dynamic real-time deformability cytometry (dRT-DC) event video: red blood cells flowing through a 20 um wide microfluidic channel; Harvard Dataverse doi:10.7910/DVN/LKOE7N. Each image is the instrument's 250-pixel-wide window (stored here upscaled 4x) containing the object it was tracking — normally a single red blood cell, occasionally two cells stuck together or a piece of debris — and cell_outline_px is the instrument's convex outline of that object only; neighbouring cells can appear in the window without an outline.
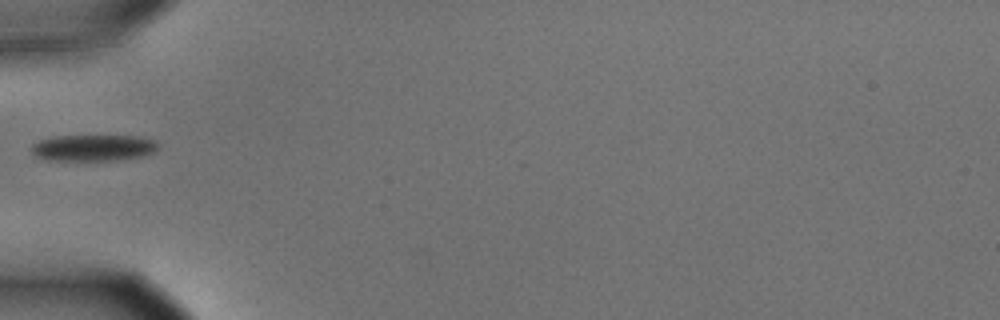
{"species": "common noctule bat (a hibernating species)", "species_latin": "Nyctalus noctula", "temperature_condition": "cold", "stored_images_in_passage": 38, "camera_frame_rate_fps": 3000, "um_per_image_px": 0.085, "animal": {"sex": "male", "body_mass_g": 15.6}, "frame": {"image": 1, "passage_image": 1, "time_ms": 0.0, "image_size_px": [1000, 320], "cell_outline_px": [[160, 144], [156, 152], [144, 156], [116, 160], [48, 160], [36, 156], [32, 152], [32, 144], [40, 140], [52, 136], [136, 136], [156, 140]], "centroid_in_image_um": [7.98, 12.56], "position_along_channel_um": 77.0, "area_um2": 19.59}}
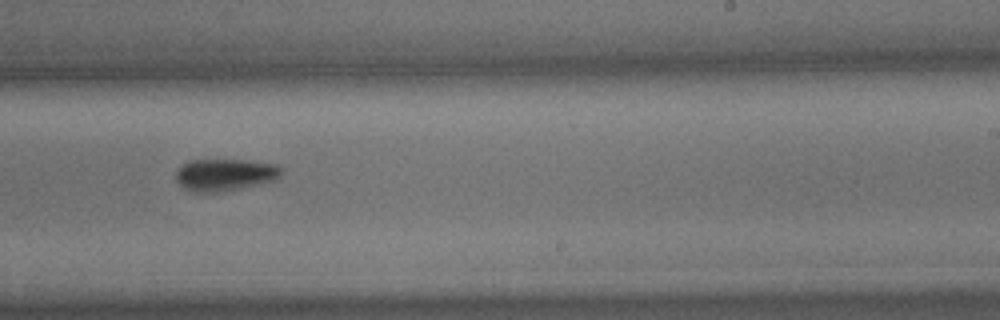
{"frame": {"image": 2, "passage_image": 17, "time_ms": 5.333, "image_size_px": [1000, 320], "cell_outline_px": [[284, 172], [276, 180], [224, 192], [192, 192], [184, 188], [176, 180], [176, 172], [188, 160], [248, 160], [276, 164], [284, 168]], "centroid_in_image_um": [19.17, 14.85], "position_along_channel_um": 269.8, "area_um2": 19.94}}
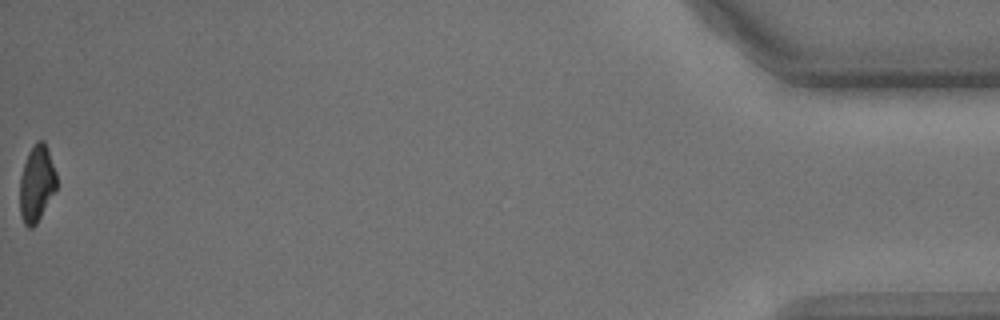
{"frame": {"image": 3, "passage_image": 38, "time_ms": 12.333, "image_size_px": [1000, 320], "cell_outline_px": [[56, 188], [36, 224], [32, 228], [28, 228], [24, 224], [20, 212], [20, 176], [28, 152], [36, 140], [44, 140], [56, 172]], "centroid_in_image_um": [3.1, 15.59], "position_along_channel_um": 432.1, "area_um2": 16.18}}